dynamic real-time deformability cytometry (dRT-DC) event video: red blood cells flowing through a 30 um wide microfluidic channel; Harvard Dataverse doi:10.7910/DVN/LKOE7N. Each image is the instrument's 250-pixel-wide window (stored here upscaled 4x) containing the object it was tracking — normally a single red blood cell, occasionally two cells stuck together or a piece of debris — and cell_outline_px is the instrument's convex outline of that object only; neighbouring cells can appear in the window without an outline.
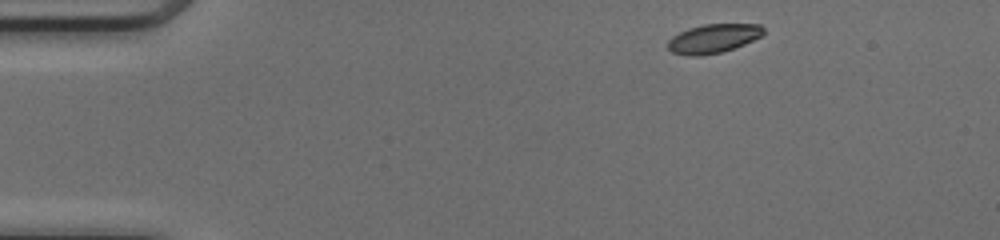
{"species": "common noctule bat (a hibernating species)", "species_latin": "Nyctalus noctula", "temperature_condition": "cold", "stored_images_in_passage": 43, "camera_frame_rate_fps": 3000, "um_per_image_px": 0.085, "animal": {"sex": "female", "body_mass_g": 17.0, "forearm_length_mm": 48.0}, "frame": {"image": 1, "passage_image": 1, "time_ms": 0.0, "image_size_px": [1000, 240], "cell_outline_px": [[764, 32], [760, 36], [744, 44], [720, 52], [700, 56], [688, 56], [672, 52], [668, 48], [668, 40], [672, 36], [688, 28], [704, 24], [760, 24], [764, 28]], "centroid_in_image_um": [60.6, 3.27], "position_along_channel_um": 24.4, "area_um2": 16.01}}
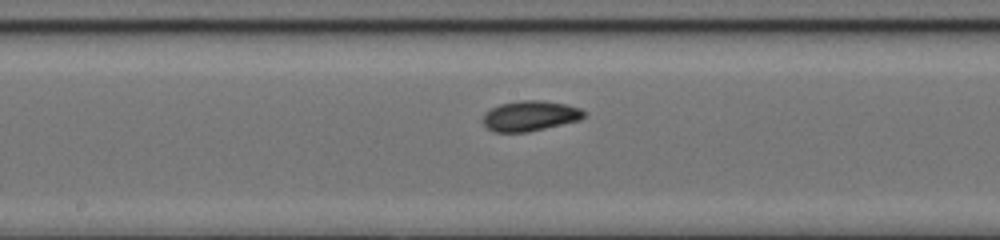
{"frame": {"image": 2, "passage_image": 20, "time_ms": 6.333, "image_size_px": [1000, 240], "cell_outline_px": [[588, 112], [580, 120], [528, 132], [492, 132], [480, 120], [484, 112], [500, 104], [520, 100], [544, 100], [568, 104], [580, 108]], "centroid_in_image_um": [45.05, 9.84], "position_along_channel_um": 203.1, "area_um2": 18.15}}
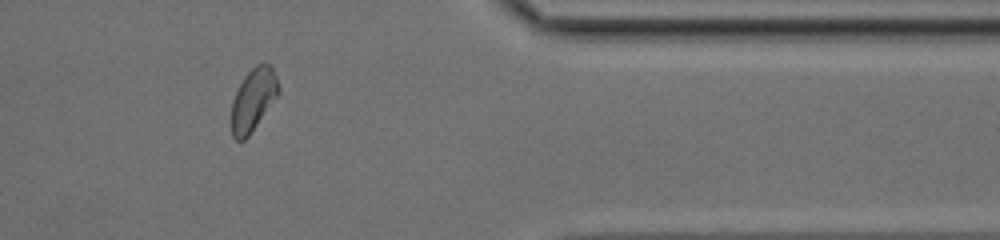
{"frame": {"image": 3, "passage_image": 35, "time_ms": 11.333, "image_size_px": [1000, 240], "cell_outline_px": [[280, 92], [248, 136], [244, 140], [236, 140], [232, 136], [232, 100], [244, 76], [256, 64], [272, 64], [280, 88]], "centroid_in_image_um": [21.54, 8.44], "position_along_channel_um": 389.9, "area_um2": 16.94}, "authors_computed_cell_mechanics": {"area_um2": 17.2244, "velocity_mm_per_s": 4.1298, "shape_relaxation_time_tau1_ms": 3.0369, "shape_relaxation_time_tau2_ms": 3.0346, "deformation_change_tau1": 0.1156, "deformation_change_tau2": 0.071}}